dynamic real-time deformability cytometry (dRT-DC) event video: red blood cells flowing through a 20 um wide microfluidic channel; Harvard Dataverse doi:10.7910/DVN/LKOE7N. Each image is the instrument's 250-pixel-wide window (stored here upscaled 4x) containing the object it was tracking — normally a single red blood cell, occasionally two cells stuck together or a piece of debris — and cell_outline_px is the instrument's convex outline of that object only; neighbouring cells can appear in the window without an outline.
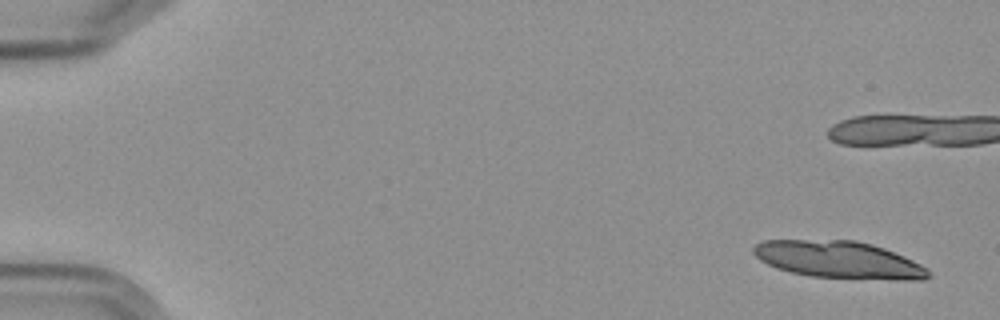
{"species": "Egyptian fruit bat (a non-hibernating species)", "species_latin": "Rousettus aegyptiacus", "temperature_condition": "cold", "stored_images_in_passage": 7, "camera_frame_rate_fps": 3000, "um_per_image_px": 0.085, "frame": {"image": 1, "passage_image": 1, "time_ms": 0.0, "image_size_px": [1000, 320], "cell_outline_px": [[932, 276], [924, 280], [896, 280], [812, 276], [792, 272], [776, 268], [760, 260], [752, 252], [752, 248], [756, 244], [764, 240], [856, 240], [872, 244], [884, 248], [904, 256], [928, 268]], "centroid_in_image_um": [71.33, 22.08], "position_along_channel_um": 13.7, "area_um2": 37.92}}
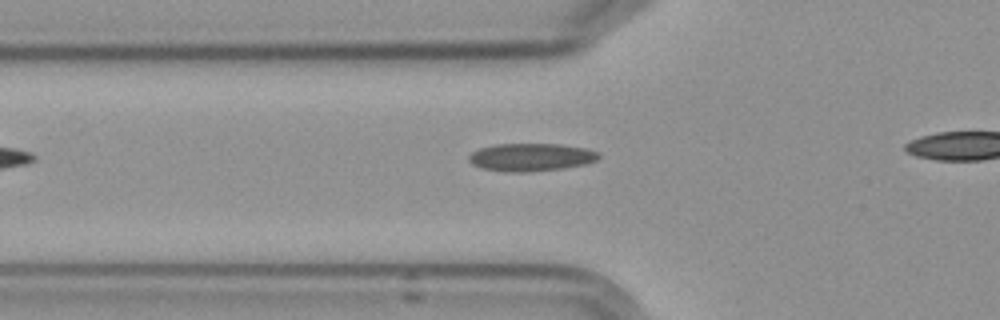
{"frame": {"image": 2, "passage_image": 7, "time_ms": 7.667, "image_size_px": [1000, 320], "cell_outline_px": [[600, 156], [596, 160], [584, 164], [564, 168], [528, 172], [504, 172], [480, 168], [472, 164], [468, 160], [468, 156], [472, 152], [480, 148], [496, 144], [560, 144], [584, 148], [600, 152]], "centroid_in_image_um": [45.11, 13.37], "position_along_channel_um": 80.7, "area_um2": 21.15}}